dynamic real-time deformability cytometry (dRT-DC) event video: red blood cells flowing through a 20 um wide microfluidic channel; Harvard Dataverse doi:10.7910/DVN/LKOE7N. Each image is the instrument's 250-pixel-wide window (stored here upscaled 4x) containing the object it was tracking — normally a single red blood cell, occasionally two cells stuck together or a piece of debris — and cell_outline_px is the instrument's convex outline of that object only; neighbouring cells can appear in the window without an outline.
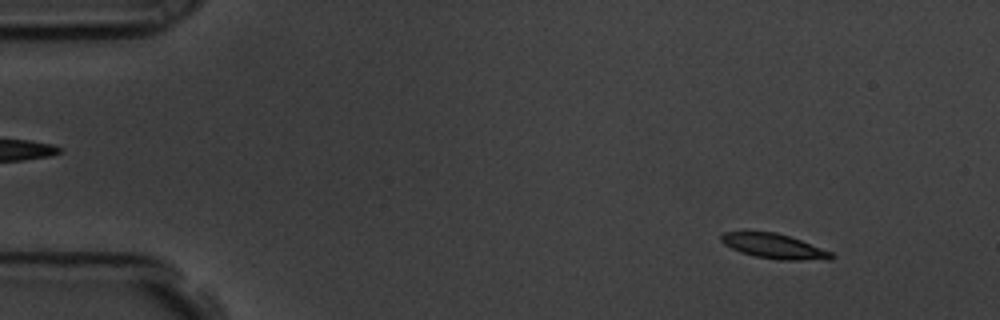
{"species": "common noctule bat (a hibernating species)", "species_latin": "Nyctalus noctula", "temperature_condition": "room temperature", "stored_images_in_passage": 52, "camera_frame_rate_fps": 3000, "um_per_image_px": 0.085, "animal": {"sex": "male", "body_mass_g": 19.5, "forearm_length_mm": 54.6}, "frame": {"image": 1, "passage_image": 1, "time_ms": 0.0, "image_size_px": [1000, 320], "cell_outline_px": [[836, 256], [832, 260], [776, 260], [756, 256], [740, 252], [724, 244], [720, 240], [720, 236], [724, 232], [776, 232], [800, 240], [832, 252]], "centroid_in_image_um": [65.83, 20.94], "position_along_channel_um": 19.2, "area_um2": 15.9}}
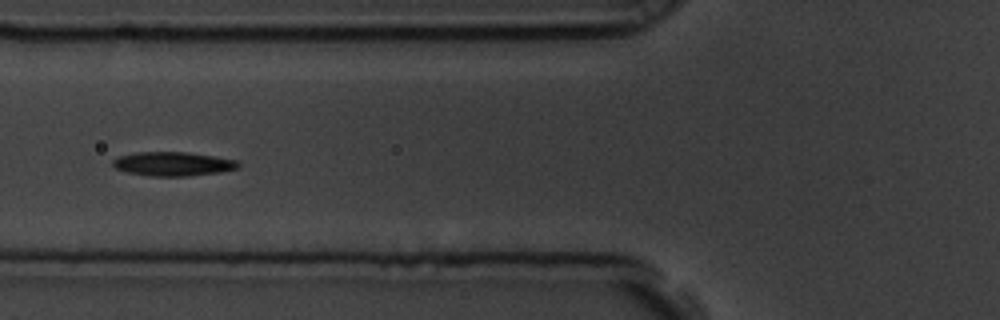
{"frame": {"image": 2, "passage_image": 17, "time_ms": 5.333, "image_size_px": [1000, 320], "cell_outline_px": [[240, 168], [220, 172], [188, 176], [148, 176], [128, 172], [116, 168], [112, 164], [112, 160], [120, 156], [136, 152], [188, 152], [236, 160], [240, 164]], "centroid_in_image_um": [14.71, 13.93], "position_along_channel_um": 111.1, "area_um2": 17.51}}
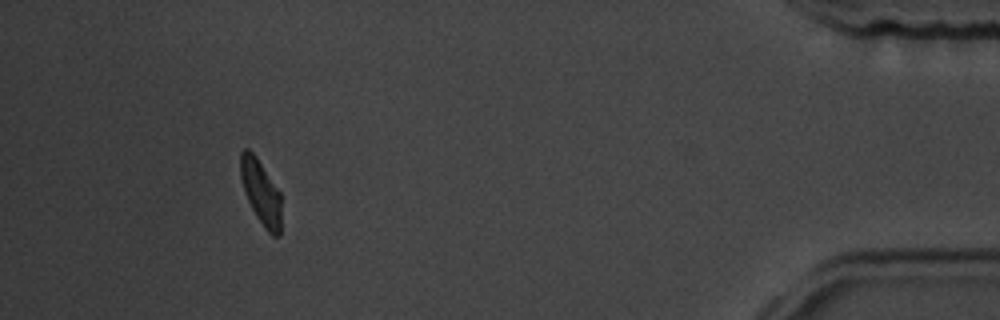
{"frame": {"image": 3, "passage_image": 48, "time_ms": 15.667, "image_size_px": [1000, 320], "cell_outline_px": [[280, 236], [272, 236], [264, 228], [256, 216], [244, 192], [240, 176], [240, 152], [244, 148], [248, 148], [256, 156], [280, 192]], "centroid_in_image_um": [22.16, 16.33], "position_along_channel_um": 413.0, "area_um2": 15.32}, "authors_computed_cell_mechanics": {"area_um2": 16.6753, "velocity_mm_per_s": 3.5315, "shape_relaxation_time_tau1_ms": 4.4267, "shape_relaxation_time_tau2_ms": 3.2208, "deformation_change_tau1": 0.142, "deformation_change_tau2": 0.077}}